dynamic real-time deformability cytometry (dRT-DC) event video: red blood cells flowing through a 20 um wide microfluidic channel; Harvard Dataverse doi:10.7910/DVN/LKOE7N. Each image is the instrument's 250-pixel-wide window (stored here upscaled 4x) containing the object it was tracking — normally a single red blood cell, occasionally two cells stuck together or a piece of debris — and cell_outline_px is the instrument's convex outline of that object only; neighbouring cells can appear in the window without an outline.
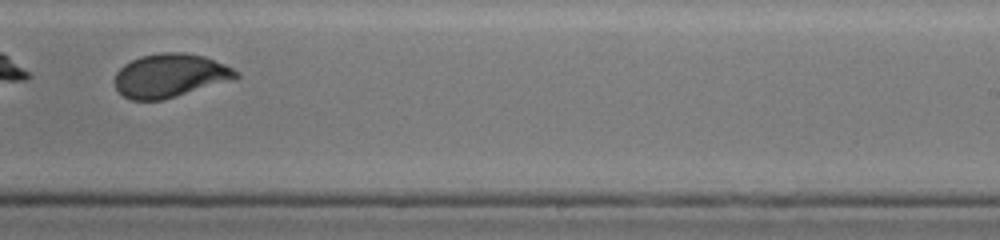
{"species": "human", "species_latin": "Homo sapiens", "temperature_condition": "cold", "stored_images_in_passage": 34, "segment_of_instrument_passage": [2, 2], "camera_frame_rate_fps": 3000, "um_per_image_px": 0.085, "donor": {"sex": "male"}, "frame": {"image": 1, "passage_image": 25, "time_ms": 8.0, "image_size_px": [1000, 240], "cell_outline_px": [[240, 76], [236, 80], [160, 100], [132, 100], [124, 96], [116, 88], [116, 72], [124, 64], [140, 56], [160, 52], [184, 52], [204, 56], [224, 64], [232, 68]], "centroid_in_image_um": [14.48, 6.41], "position_along_channel_um": 274.5, "area_um2": 30.75}}
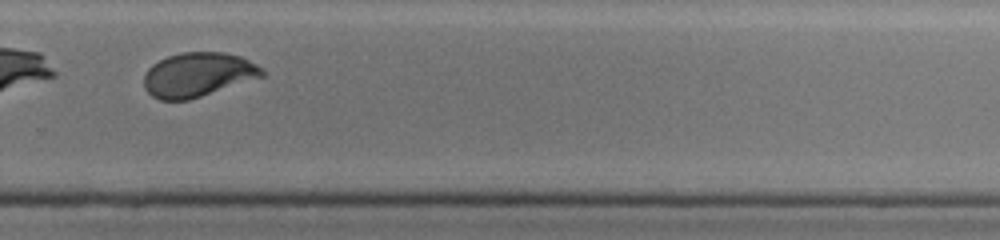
{"frame": {"image": 2, "passage_image": 28, "time_ms": 9.0, "image_size_px": [1000, 240], "cell_outline_px": [[264, 76], [188, 100], [160, 100], [152, 96], [144, 88], [144, 72], [152, 64], [168, 56], [184, 52], [224, 52], [240, 56], [256, 64], [264, 72]], "centroid_in_image_um": [16.79, 6.34], "position_along_channel_um": 313.0, "area_um2": 30.29}}
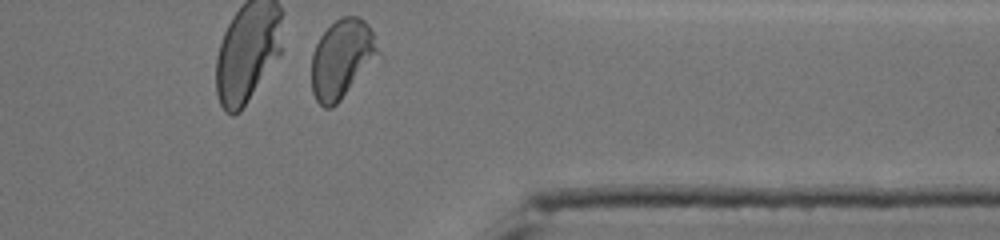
{"frame": {"image": 3, "passage_image": 34, "time_ms": 11.0, "image_size_px": [1000, 240], "cell_outline_px": [[384, 60], [332, 108], [324, 108], [316, 100], [312, 92], [312, 52], [320, 36], [340, 16], [356, 16], [364, 20], [368, 24], [372, 32]], "centroid_in_image_um": [29.16, 5.05], "position_along_channel_um": 382.2, "area_um2": 31.96}}